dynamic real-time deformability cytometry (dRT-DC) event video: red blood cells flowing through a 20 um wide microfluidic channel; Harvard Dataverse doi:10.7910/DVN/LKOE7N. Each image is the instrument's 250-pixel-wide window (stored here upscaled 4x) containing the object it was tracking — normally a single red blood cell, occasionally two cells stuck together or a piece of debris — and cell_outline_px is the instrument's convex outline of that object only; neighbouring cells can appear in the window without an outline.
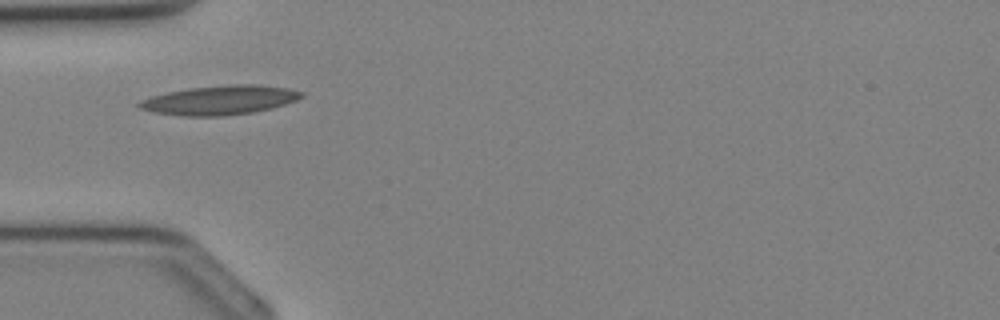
{"species": "Egyptian fruit bat (a non-hibernating species)", "species_latin": "Rousettus aegyptiacus", "temperature_condition": "cold", "stored_images_in_passage": 26, "camera_frame_rate_fps": 3000, "um_per_image_px": 0.085, "animal": {"sex": "female"}, "frame": {"image": 1, "passage_image": 2, "time_ms": 0.333, "image_size_px": [1000, 320], "cell_outline_px": [[304, 96], [296, 100], [272, 108], [252, 112], [220, 116], [184, 116], [156, 112], [140, 108], [136, 104], [140, 100], [152, 96], [168, 92], [188, 88], [228, 84], [260, 84], [288, 88], [304, 92]], "centroid_in_image_um": [18.71, 8.49], "position_along_channel_um": 66.3, "area_um2": 27.57}}
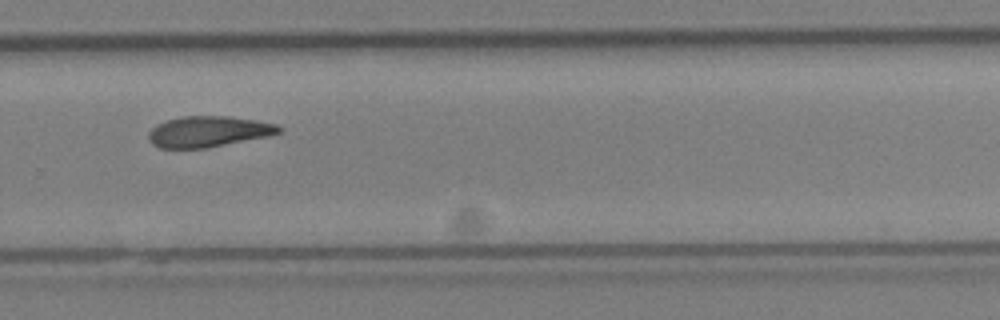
{"frame": {"image": 2, "passage_image": 15, "time_ms": 4.667, "image_size_px": [1000, 320], "cell_outline_px": [[284, 128], [280, 132], [268, 136], [208, 148], [160, 148], [152, 144], [148, 140], [148, 132], [156, 124], [180, 116], [228, 116], [256, 120], [276, 124]], "centroid_in_image_um": [17.7, 11.18], "position_along_channel_um": 312.1, "area_um2": 23.58}}
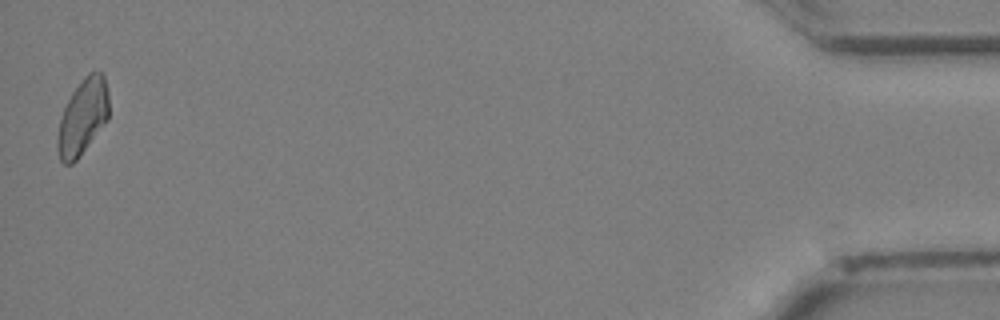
{"frame": {"image": 3, "passage_image": 26, "time_ms": 8.333, "image_size_px": [1000, 320], "cell_outline_px": [[108, 120], [80, 156], [72, 164], [64, 164], [60, 160], [56, 148], [56, 140], [60, 120], [64, 108], [72, 92], [84, 76], [88, 72], [104, 72], [108, 92]], "centroid_in_image_um": [7.03, 9.94], "position_along_channel_um": 428.2, "area_um2": 22.83}}